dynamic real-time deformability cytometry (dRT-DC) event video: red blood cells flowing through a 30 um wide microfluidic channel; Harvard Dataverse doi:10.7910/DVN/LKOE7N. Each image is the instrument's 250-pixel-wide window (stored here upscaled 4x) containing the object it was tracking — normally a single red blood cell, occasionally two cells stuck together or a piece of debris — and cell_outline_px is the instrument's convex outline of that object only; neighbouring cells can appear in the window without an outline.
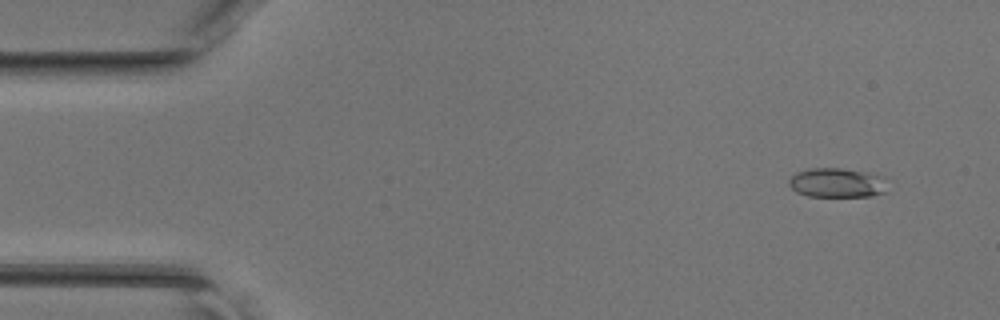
{"species": "common noctule bat (a hibernating species)", "species_latin": "Nyctalus noctula", "temperature_condition": "room temperature", "stored_images_in_passage": 46, "camera_frame_rate_fps": 3000, "um_per_image_px": 0.085, "animal": {"sex": "female", "body_mass_g": 17.0, "forearm_length_mm": 48.0}, "frame": {"image": 1, "passage_image": 4, "time_ms": 1.0, "image_size_px": [1000, 320], "cell_outline_px": [[888, 192], [872, 196], [808, 196], [796, 192], [788, 184], [788, 180], [796, 172], [808, 168], [840, 168], [860, 172], [876, 176]], "centroid_in_image_um": [71.01, 15.55], "position_along_channel_um": 14.0, "area_um2": 16.36}}
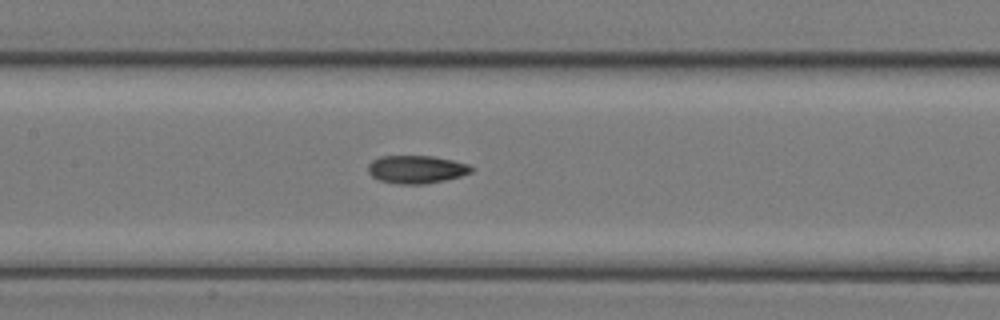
{"frame": {"image": 2, "passage_image": 22, "time_ms": 7.0, "image_size_px": [1000, 320], "cell_outline_px": [[472, 172], [460, 176], [444, 180], [424, 184], [396, 184], [380, 180], [372, 176], [368, 172], [368, 164], [372, 160], [380, 156], [432, 156], [452, 160], [468, 164], [472, 168]], "centroid_in_image_um": [35.36, 14.39], "position_along_channel_um": 172.0, "area_um2": 16.76}}
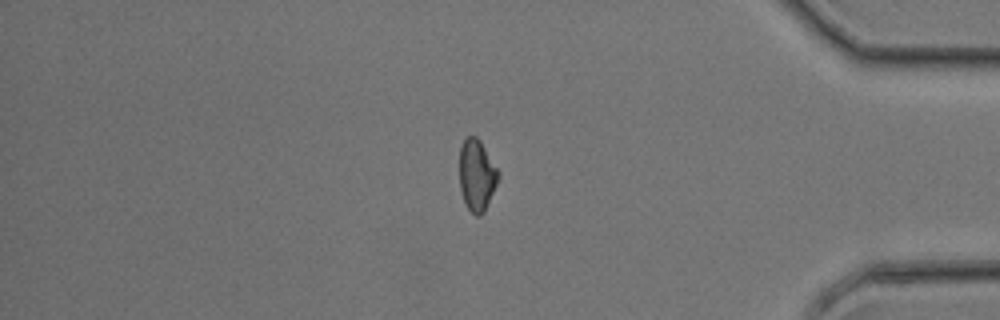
{"frame": {"image": 3, "passage_image": 39, "time_ms": 12.667, "image_size_px": [1000, 320], "cell_outline_px": [[500, 176], [484, 212], [480, 216], [476, 216], [468, 208], [464, 200], [460, 188], [460, 148], [464, 140], [468, 136], [476, 136], [480, 140], [500, 172]], "centroid_in_image_um": [40.54, 14.88], "position_along_channel_um": 394.7, "area_um2": 16.07}}